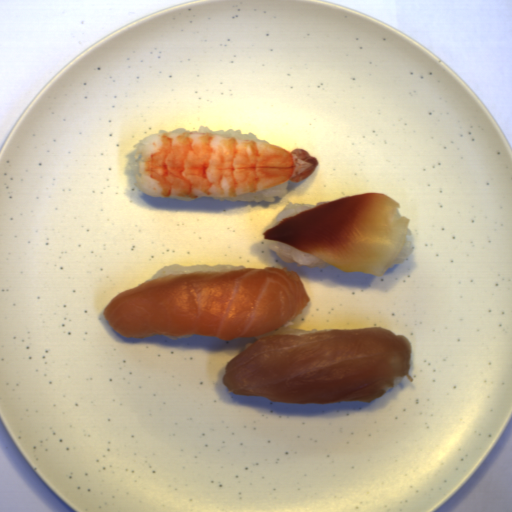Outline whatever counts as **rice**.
Masks as SVG:
<instances>
[{"label": "rice", "mask_w": 512, "mask_h": 512, "mask_svg": "<svg viewBox=\"0 0 512 512\" xmlns=\"http://www.w3.org/2000/svg\"><path fill=\"white\" fill-rule=\"evenodd\" d=\"M264 242L265 245L271 251H275L276 255L286 264L296 263L297 267L311 268H319L327 264L316 256L308 254L296 246L265 238Z\"/></svg>", "instance_id": "rice-1"}, {"label": "rice", "mask_w": 512, "mask_h": 512, "mask_svg": "<svg viewBox=\"0 0 512 512\" xmlns=\"http://www.w3.org/2000/svg\"><path fill=\"white\" fill-rule=\"evenodd\" d=\"M183 132H205L210 134H216L226 137H232L237 139H244V140H250V141H257V142H263V143H270L268 140L265 139H259L258 136L253 132H248V134L242 133L241 129H228L227 131H224L223 129H218L216 131L211 130L207 125H201L198 129H185L176 127L175 130H164L160 129L158 130L157 134H148L144 139L140 140L138 143L134 145V150H138L143 144L146 142L152 140L153 138L159 136L162 133H183ZM271 144V143H270Z\"/></svg>", "instance_id": "rice-2"}, {"label": "rice", "mask_w": 512, "mask_h": 512, "mask_svg": "<svg viewBox=\"0 0 512 512\" xmlns=\"http://www.w3.org/2000/svg\"><path fill=\"white\" fill-rule=\"evenodd\" d=\"M290 180L278 184L273 187L254 191L247 194L234 195V196H214V200H229L232 202L238 201H269L275 202L276 197L278 199H284L289 191Z\"/></svg>", "instance_id": "rice-3"}, {"label": "rice", "mask_w": 512, "mask_h": 512, "mask_svg": "<svg viewBox=\"0 0 512 512\" xmlns=\"http://www.w3.org/2000/svg\"><path fill=\"white\" fill-rule=\"evenodd\" d=\"M242 268H247L245 265H234L233 263H223L216 265L209 264H195L190 266H184L181 264H168L162 268H160L154 275H152L148 280L155 279L170 273H184V272H193V271H231V270H239ZM147 280V281H148Z\"/></svg>", "instance_id": "rice-4"}, {"label": "rice", "mask_w": 512, "mask_h": 512, "mask_svg": "<svg viewBox=\"0 0 512 512\" xmlns=\"http://www.w3.org/2000/svg\"><path fill=\"white\" fill-rule=\"evenodd\" d=\"M327 202H329V201L316 202V204H306V203H293V202L289 201L288 204L276 215V217L264 229H261V230L264 233V232L270 230L271 228L277 226L278 224H280L286 218H289L291 216L311 210V209L321 206Z\"/></svg>", "instance_id": "rice-5"}, {"label": "rice", "mask_w": 512, "mask_h": 512, "mask_svg": "<svg viewBox=\"0 0 512 512\" xmlns=\"http://www.w3.org/2000/svg\"><path fill=\"white\" fill-rule=\"evenodd\" d=\"M411 235H412V229L410 227H407L401 250L387 269L392 268L395 264L402 263L409 257L410 253L412 252V250L414 248L413 241L407 240V236H411Z\"/></svg>", "instance_id": "rice-6"}, {"label": "rice", "mask_w": 512, "mask_h": 512, "mask_svg": "<svg viewBox=\"0 0 512 512\" xmlns=\"http://www.w3.org/2000/svg\"><path fill=\"white\" fill-rule=\"evenodd\" d=\"M324 330H329L328 329H310V330H305V329H295V328H289V327H281L277 330H274L272 332H269V333H266V334H263V335H260V336H257V337H254L256 338V340L258 341L259 339H262V338H265V337H269V336H272V335H305V334H311V333H315V332H320V331H324Z\"/></svg>", "instance_id": "rice-7"}]
</instances>
